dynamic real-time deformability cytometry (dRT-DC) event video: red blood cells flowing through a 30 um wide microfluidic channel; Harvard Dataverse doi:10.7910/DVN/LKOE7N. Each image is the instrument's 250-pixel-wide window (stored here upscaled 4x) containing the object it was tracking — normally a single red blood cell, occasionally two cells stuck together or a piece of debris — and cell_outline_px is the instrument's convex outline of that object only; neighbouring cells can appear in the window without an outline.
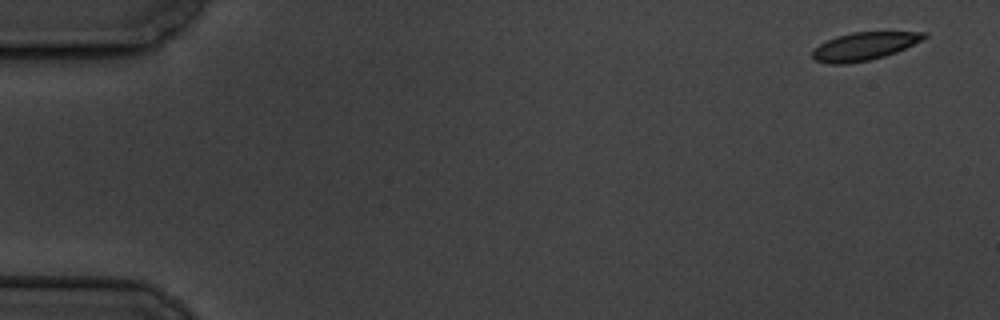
{"species": "common noctule bat (a hibernating species)", "species_latin": "Nyctalus noctula", "temperature_condition": "cold", "stored_images_in_passage": 8, "camera_frame_rate_fps": 3000, "um_per_image_px": 0.085, "animal": {"sex": "male", "body_mass_g": 19.5, "forearm_length_mm": 54.6}, "frame": {"image": 1, "passage_image": 1, "time_ms": 0.0, "image_size_px": [1000, 320], "cell_outline_px": [[928, 36], [924, 40], [896, 52], [884, 56], [868, 60], [848, 64], [828, 64], [816, 60], [812, 56], [812, 52], [820, 44], [836, 36], [852, 32], [928, 32]], "centroid_in_image_um": [73.49, 3.93], "position_along_channel_um": 11.5, "area_um2": 18.15}}
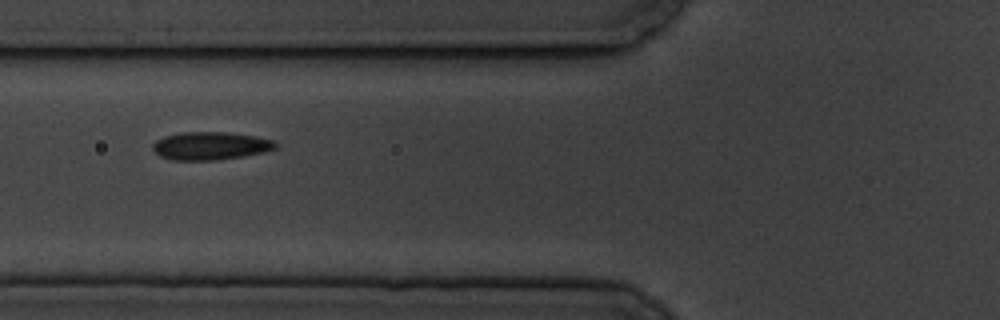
{"frame": {"image": 2, "passage_image": 7, "time_ms": 6.667, "image_size_px": [1000, 320], "cell_outline_px": [[276, 148], [264, 152], [244, 156], [216, 160], [172, 160], [160, 156], [152, 148], [152, 144], [156, 140], [164, 136], [180, 132], [228, 132], [256, 136], [276, 140]], "centroid_in_image_um": [17.9, 12.39], "position_along_channel_um": 107.9, "area_um2": 20.17}}
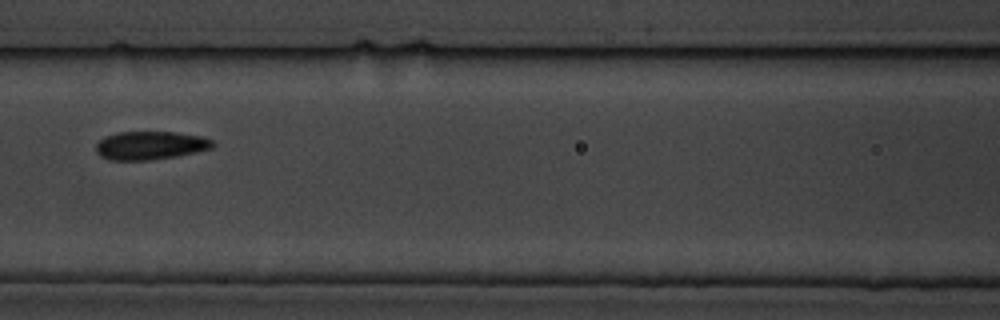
{"frame": {"image": 3, "passage_image": 8, "time_ms": 8.0, "image_size_px": [1000, 320], "cell_outline_px": [[216, 144], [212, 148], [196, 152], [176, 156], [152, 160], [108, 160], [100, 156], [96, 152], [96, 144], [104, 136], [120, 132], [176, 132], [200, 136], [212, 140]], "centroid_in_image_um": [12.76, 12.36], "position_along_channel_um": 153.8, "area_um2": 19.36}}